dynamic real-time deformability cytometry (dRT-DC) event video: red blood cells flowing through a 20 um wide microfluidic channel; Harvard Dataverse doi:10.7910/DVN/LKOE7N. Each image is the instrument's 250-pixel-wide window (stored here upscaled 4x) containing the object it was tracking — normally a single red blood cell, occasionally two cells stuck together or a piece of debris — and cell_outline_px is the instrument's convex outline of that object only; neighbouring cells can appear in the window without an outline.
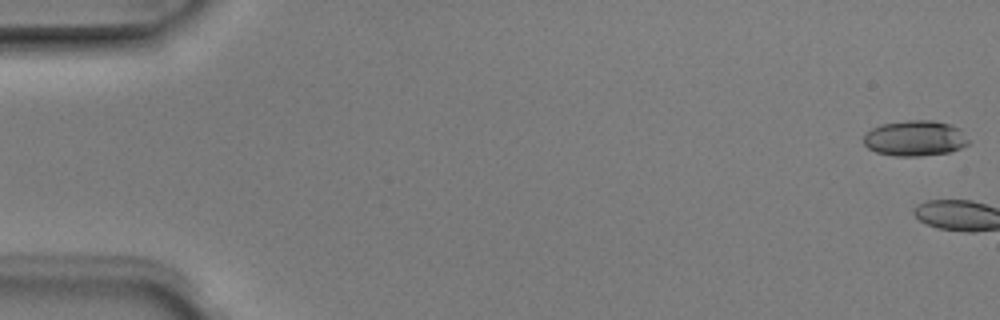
{"species": "Egyptian fruit bat (a non-hibernating species)", "species_latin": "Rousettus aegyptiacus", "temperature_condition": "room temperature", "stored_images_in_passage": 2, "segment_of_instrument_passage": [2, 2], "camera_frame_rate_fps": 3000, "um_per_image_px": 0.085, "animal": {"sex": "male"}, "frame": {"image": 1, "passage_image": 2, "time_ms": 0.333, "image_size_px": [1000, 320], "cell_outline_px": [[972, 140], [968, 144], [960, 148], [948, 152], [920, 156], [896, 156], [876, 152], [868, 148], [864, 144], [864, 136], [872, 128], [880, 124], [904, 120], [932, 120], [952, 124], [960, 128]], "centroid_in_image_um": [77.82, 11.74], "position_along_channel_um": 7.2, "area_um2": 22.02}}